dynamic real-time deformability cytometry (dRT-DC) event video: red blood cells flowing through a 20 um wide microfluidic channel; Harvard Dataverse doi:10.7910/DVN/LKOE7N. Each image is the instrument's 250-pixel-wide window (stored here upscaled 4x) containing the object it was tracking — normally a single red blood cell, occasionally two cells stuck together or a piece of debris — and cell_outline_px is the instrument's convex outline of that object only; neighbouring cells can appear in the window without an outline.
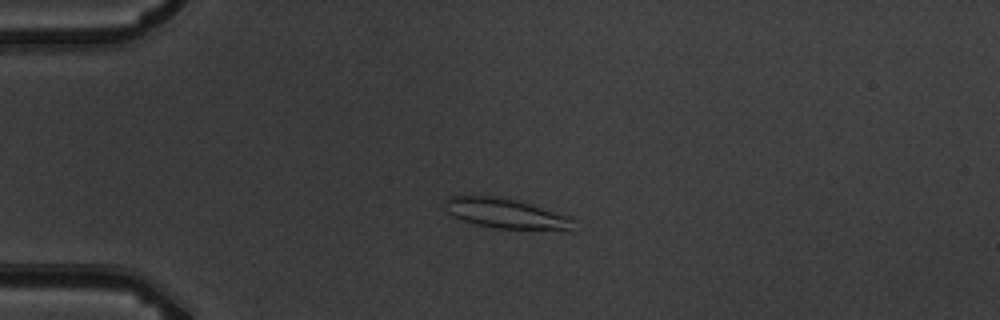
{"species": "common noctule bat (a hibernating species)", "species_latin": "Nyctalus noctula", "temperature_condition": "warm", "stored_images_in_passage": 4, "camera_frame_rate_fps": 3000, "um_per_image_px": 0.085, "animal": {"sex": "male", "body_mass_g": 19.5, "forearm_length_mm": 54.6}, "frame": {"image": 1, "passage_image": 4, "time_ms": 4.333, "image_size_px": [1000, 320], "cell_outline_px": [[576, 220], [572, 232], [496, 228], [476, 224], [460, 220], [452, 216], [444, 208], [444, 200], [448, 196], [500, 196], [516, 200], [572, 216]], "centroid_in_image_um": [43.1, 18.18], "position_along_channel_um": 41.9, "area_um2": 23.29}}